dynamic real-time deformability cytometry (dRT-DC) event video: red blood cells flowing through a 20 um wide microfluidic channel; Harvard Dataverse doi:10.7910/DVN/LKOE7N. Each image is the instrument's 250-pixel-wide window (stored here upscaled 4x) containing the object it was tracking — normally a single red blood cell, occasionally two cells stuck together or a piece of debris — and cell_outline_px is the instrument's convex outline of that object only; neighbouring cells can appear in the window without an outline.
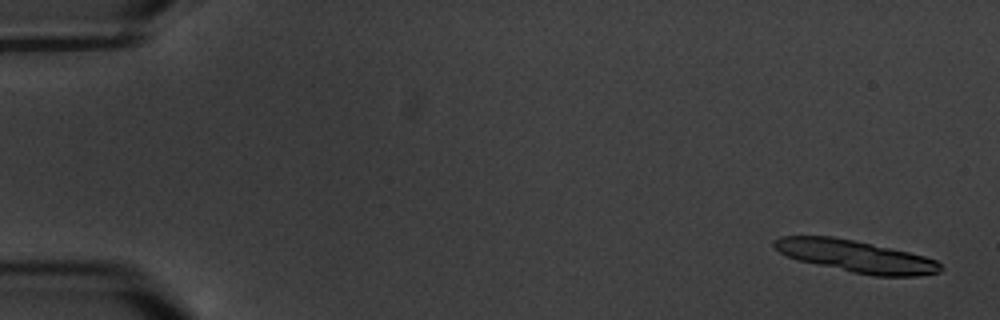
{"species": "common noctule bat (a hibernating species)", "species_latin": "Nyctalus noctula", "temperature_condition": "warm", "stored_images_in_passage": 6, "segment_of_instrument_passage": [2, 2], "camera_frame_rate_fps": 3000, "um_per_image_px": 0.085, "animal": {"sex": "male", "body_mass_g": 20.1, "forearm_length_mm": 53.5}, "frame": {"image": 1, "passage_image": 6, "time_ms": 7.0, "image_size_px": [1000, 320], "cell_outline_px": [[944, 268], [940, 272], [920, 276], [872, 276], [852, 272], [796, 260], [780, 252], [772, 244], [772, 240], [780, 236], [832, 236], [872, 244], [908, 252], [924, 256], [936, 260]], "centroid_in_image_um": [72.74, 21.79], "position_along_channel_um": 12.3, "area_um2": 30.98}}